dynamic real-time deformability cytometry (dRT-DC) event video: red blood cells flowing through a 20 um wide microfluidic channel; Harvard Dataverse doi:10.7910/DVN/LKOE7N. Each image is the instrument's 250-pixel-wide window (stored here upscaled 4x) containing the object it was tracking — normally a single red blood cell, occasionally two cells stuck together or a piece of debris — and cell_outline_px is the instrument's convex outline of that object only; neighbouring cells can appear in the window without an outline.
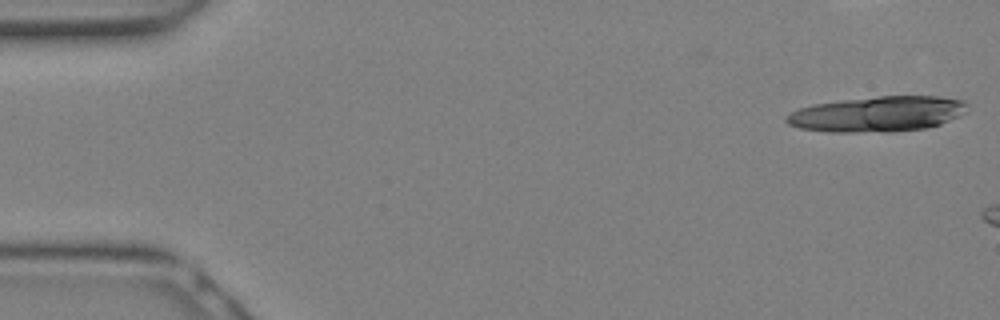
{"species": "Egyptian fruit bat (a non-hibernating species)", "species_latin": "Rousettus aegyptiacus", "temperature_condition": "warm", "stored_images_in_passage": 5, "camera_frame_rate_fps": 3000, "um_per_image_px": 0.085, "animal": {"sex": "female"}, "frame": {"image": 1, "passage_image": 1, "time_ms": 0.0, "image_size_px": [1000, 320], "cell_outline_px": [[968, 112], [940, 124], [928, 128], [896, 132], [828, 132], [800, 128], [788, 124], [784, 120], [784, 116], [788, 112], [812, 104], [844, 100], [880, 96], [940, 96], [964, 100], [968, 104]], "centroid_in_image_um": [74.6, 9.7], "position_along_channel_um": 10.4, "area_um2": 37.8}}